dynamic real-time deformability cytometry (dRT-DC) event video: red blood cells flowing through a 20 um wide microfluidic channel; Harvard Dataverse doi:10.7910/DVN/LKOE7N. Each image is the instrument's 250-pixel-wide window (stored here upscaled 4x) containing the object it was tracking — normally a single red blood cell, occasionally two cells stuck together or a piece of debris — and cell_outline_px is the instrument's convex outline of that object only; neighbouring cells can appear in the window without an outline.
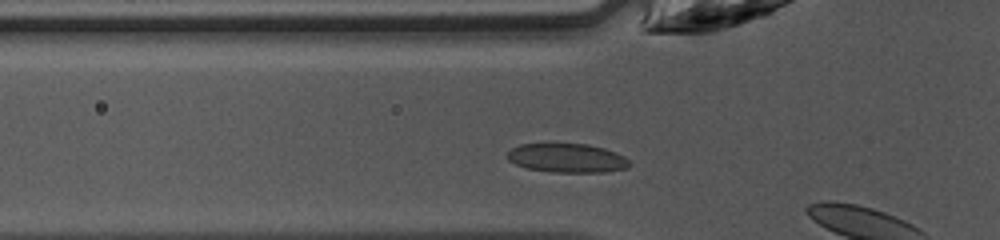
{"species": "common noctule bat (a hibernating species)", "species_latin": "Nyctalus noctula", "temperature_condition": "warm", "stored_images_in_passage": 9, "camera_frame_rate_fps": 3000, "um_per_image_px": 0.085, "animal": {"sex": "female", "body_mass_g": 10.0, "forearm_length_mm": 53.1}, "frame": {"image": 1, "passage_image": 8, "time_ms": 2.333, "image_size_px": [1000, 240], "cell_outline_px": [[632, 164], [628, 168], [604, 172], [552, 172], [528, 168], [516, 164], [508, 160], [508, 152], [512, 148], [520, 144], [588, 144], [604, 148], [616, 152], [624, 156]], "centroid_in_image_um": [48.24, 13.43], "position_along_channel_um": 77.6, "area_um2": 20.58}}